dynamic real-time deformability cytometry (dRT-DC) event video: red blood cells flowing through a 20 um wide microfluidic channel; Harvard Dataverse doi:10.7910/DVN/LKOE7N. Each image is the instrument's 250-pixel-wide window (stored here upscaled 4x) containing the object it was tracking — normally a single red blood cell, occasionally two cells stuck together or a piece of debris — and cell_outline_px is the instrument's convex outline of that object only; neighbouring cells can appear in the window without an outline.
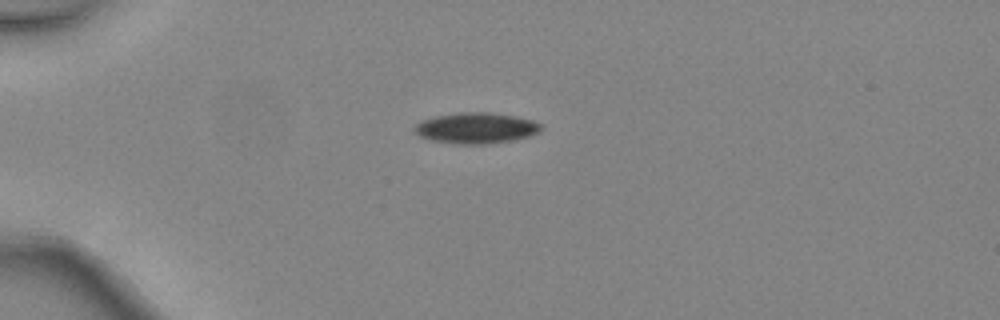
{"species": "common noctule bat (a hibernating species)", "species_latin": "Nyctalus noctula", "temperature_condition": "warm", "stored_images_in_passage": 4, "camera_frame_rate_fps": 3000, "um_per_image_px": 0.085, "animal": {"sex": "female", "body_mass_g": 24.6, "forearm_length_mm": 56.2}, "frame": {"image": 1, "passage_image": 3, "time_ms": 0.667, "image_size_px": [1000, 320], "cell_outline_px": [[540, 132], [532, 136], [512, 140], [488, 144], [452, 144], [432, 140], [420, 136], [412, 128], [420, 120], [436, 116], [460, 112], [488, 112], [512, 116], [532, 120], [540, 124]], "centroid_in_image_um": [40.44, 10.89], "position_along_channel_um": 44.6, "area_um2": 22.77}}